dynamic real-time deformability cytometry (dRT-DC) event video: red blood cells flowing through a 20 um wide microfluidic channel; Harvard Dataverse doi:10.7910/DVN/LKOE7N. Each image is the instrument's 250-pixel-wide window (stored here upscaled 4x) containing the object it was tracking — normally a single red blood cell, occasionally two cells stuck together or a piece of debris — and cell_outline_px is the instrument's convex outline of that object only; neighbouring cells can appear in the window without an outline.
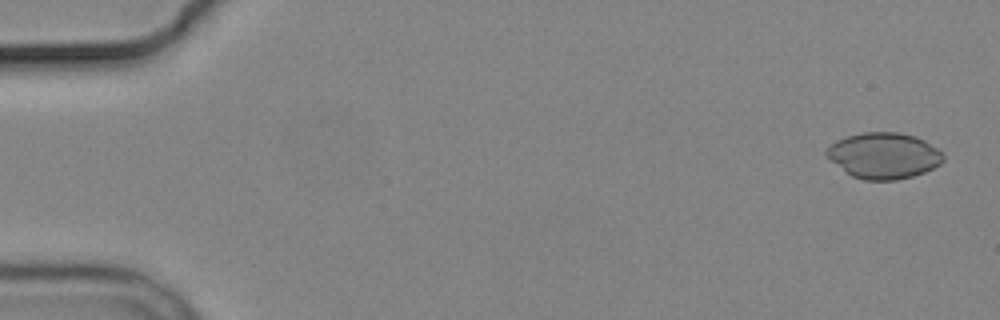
{"species": "common noctule bat (a hibernating species)", "species_latin": "Nyctalus noctula", "temperature_condition": "cold", "stored_images_in_passage": 6, "segment_of_instrument_passage": [1, 2], "camera_frame_rate_fps": 3000, "um_per_image_px": 0.085, "animal": {"sex": "male", "body_mass_g": 19.2, "forearm_length_mm": 51.8}, "frame": {"image": 1, "passage_image": 1, "time_ms": 0.0, "image_size_px": [1000, 320], "cell_outline_px": [[944, 160], [940, 164], [924, 172], [912, 176], [896, 180], [864, 180], [852, 176], [844, 172], [824, 152], [836, 140], [848, 136], [864, 132], [900, 132], [916, 136], [924, 140], [936, 148], [944, 156]], "centroid_in_image_um": [75.13, 13.22], "position_along_channel_um": 9.9, "area_um2": 31.1}}